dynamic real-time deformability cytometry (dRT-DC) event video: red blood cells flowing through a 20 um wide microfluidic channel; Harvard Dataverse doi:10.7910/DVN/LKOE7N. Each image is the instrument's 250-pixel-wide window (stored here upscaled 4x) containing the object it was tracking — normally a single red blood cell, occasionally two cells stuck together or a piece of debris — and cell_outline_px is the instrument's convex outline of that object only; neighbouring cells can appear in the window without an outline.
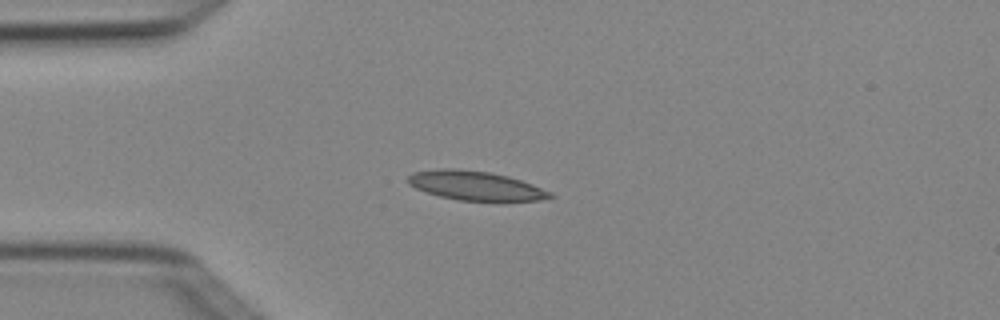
{"species": "Egyptian fruit bat (a non-hibernating species)", "species_latin": "Rousettus aegyptiacus", "temperature_condition": "cold", "stored_images_in_passage": 4, "camera_frame_rate_fps": 3000, "um_per_image_px": 0.085, "animal": {"sex": "female"}, "frame": {"image": 1, "passage_image": 3, "time_ms": 0.667, "image_size_px": [1000, 320], "cell_outline_px": [[556, 196], [540, 200], [460, 200], [440, 196], [416, 188], [408, 184], [408, 176], [412, 172], [440, 168], [456, 168], [488, 172], [508, 176], [532, 184], [552, 192]], "centroid_in_image_um": [40.41, 15.76], "position_along_channel_um": 44.6, "area_um2": 23.87}}